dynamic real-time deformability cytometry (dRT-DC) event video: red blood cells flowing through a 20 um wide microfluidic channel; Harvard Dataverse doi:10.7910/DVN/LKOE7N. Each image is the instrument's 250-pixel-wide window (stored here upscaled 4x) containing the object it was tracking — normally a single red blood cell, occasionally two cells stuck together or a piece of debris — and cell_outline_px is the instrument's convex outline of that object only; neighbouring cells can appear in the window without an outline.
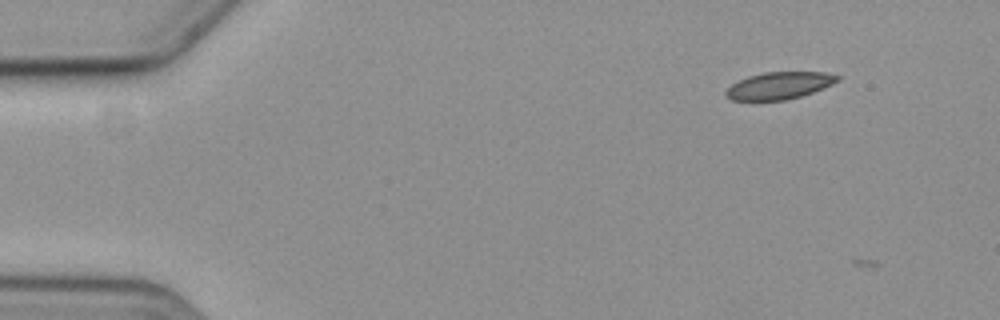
{"species": "common noctule bat (a hibernating species)", "species_latin": "Nyctalus noctula", "temperature_condition": "cold", "stored_images_in_passage": 4, "camera_frame_rate_fps": 3000, "um_per_image_px": 0.085, "animal": {"sex": "female", "body_mass_g": 19.3, "forearm_length_mm": 54.1}, "frame": {"image": 1, "passage_image": 2, "time_ms": 1.333, "image_size_px": [1000, 320], "cell_outline_px": [[840, 80], [832, 84], [812, 92], [788, 100], [732, 100], [724, 96], [724, 92], [732, 84], [748, 76], [764, 72], [824, 72], [840, 76]], "centroid_in_image_um": [66.22, 7.27], "position_along_channel_um": 18.8, "area_um2": 17.57}}